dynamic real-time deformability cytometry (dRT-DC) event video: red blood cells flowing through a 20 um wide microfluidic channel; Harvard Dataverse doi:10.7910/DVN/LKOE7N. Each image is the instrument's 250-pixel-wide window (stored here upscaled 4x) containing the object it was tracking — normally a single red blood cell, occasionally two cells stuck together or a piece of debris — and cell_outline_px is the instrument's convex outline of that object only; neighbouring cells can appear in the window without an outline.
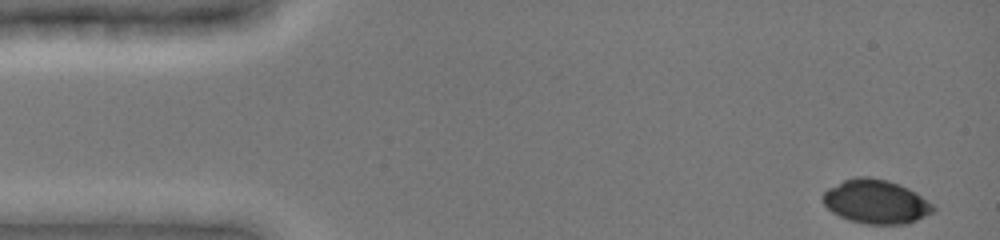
{"species": "common noctule bat (a hibernating species)", "species_latin": "Nyctalus noctula", "temperature_condition": "cold", "stored_images_in_passage": 43, "camera_frame_rate_fps": 3000, "um_per_image_px": 0.085, "animal": {"sex": "female", "body_mass_g": 19.0, "forearm_length_mm": 51.5}, "frame": {"image": 1, "passage_image": 1, "time_ms": 0.0, "image_size_px": [1000, 240], "cell_outline_px": [[936, 208], [932, 212], [908, 224], [864, 224], [848, 220], [832, 212], [824, 204], [820, 196], [828, 188], [844, 180], [856, 176], [868, 176], [888, 180], [900, 184], [916, 192], [932, 204]], "centroid_in_image_um": [74.43, 17.13], "position_along_channel_um": 10.6, "area_um2": 28.38}}
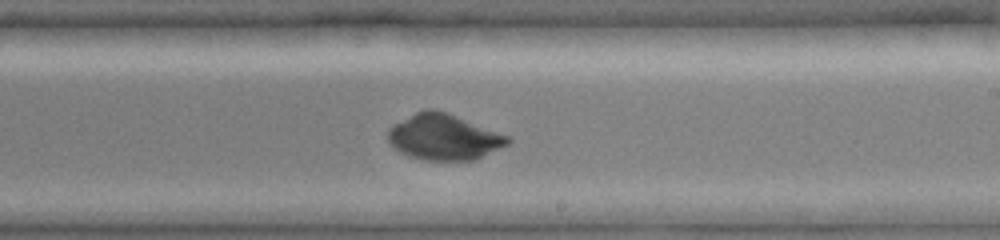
{"frame": {"image": 2, "passage_image": 28, "time_ms": 9.0, "image_size_px": [1000, 240], "cell_outline_px": [[512, 140], [508, 144], [476, 160], [424, 160], [408, 156], [400, 152], [388, 140], [388, 128], [392, 124], [424, 108], [432, 108], [444, 112], [508, 136]], "centroid_in_image_um": [37.69, 11.66], "position_along_channel_um": 251.3, "area_um2": 31.62}}
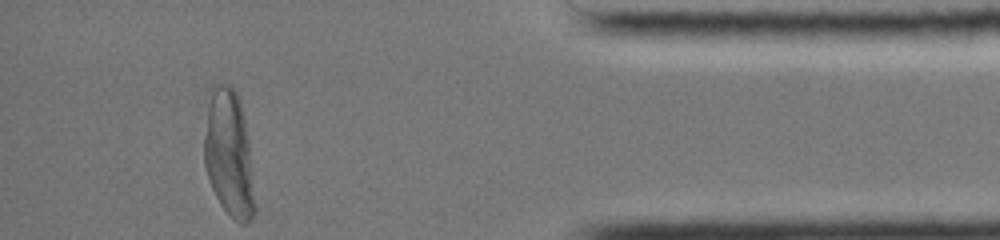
{"frame": {"image": 3, "passage_image": 43, "time_ms": 14.0, "image_size_px": [1000, 240], "cell_outline_px": [[256, 212], [244, 224], [240, 224], [220, 204], [212, 188], [204, 164], [204, 96], [208, 88], [212, 84], [228, 84], [236, 92], [240, 100], [244, 116], [248, 140], [256, 204]], "centroid_in_image_um": [19.41, 12.95], "position_along_channel_um": 415.8, "area_um2": 38.32}}